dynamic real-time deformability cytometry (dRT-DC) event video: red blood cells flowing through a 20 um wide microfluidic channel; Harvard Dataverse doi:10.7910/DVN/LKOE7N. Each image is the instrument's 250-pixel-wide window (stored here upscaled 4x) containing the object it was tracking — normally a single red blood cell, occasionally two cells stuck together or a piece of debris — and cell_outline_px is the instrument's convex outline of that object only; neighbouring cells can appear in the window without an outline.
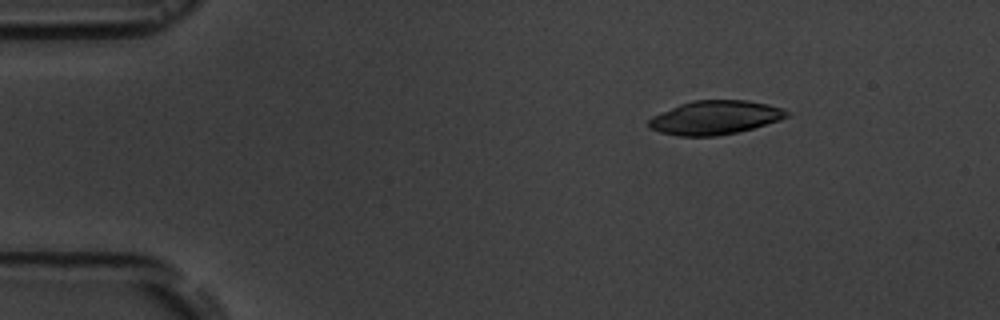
{"species": "common noctule bat (a hibernating species)", "species_latin": "Nyctalus noctula", "temperature_condition": "room temperature", "stored_images_in_passage": 6, "camera_frame_rate_fps": 3000, "um_per_image_px": 0.085, "animal": {"sex": "male", "body_mass_g": 19.5, "forearm_length_mm": 54.6}, "frame": {"image": 1, "passage_image": 3, "time_ms": 2.0, "image_size_px": [1000, 320], "cell_outline_px": [[788, 116], [780, 120], [752, 128], [736, 132], [716, 136], [676, 136], [660, 132], [652, 128], [648, 124], [648, 120], [652, 116], [680, 104], [692, 100], [748, 100], [768, 104], [784, 108], [788, 112]], "centroid_in_image_um": [60.78, 9.99], "position_along_channel_um": 24.2, "area_um2": 27.11}}